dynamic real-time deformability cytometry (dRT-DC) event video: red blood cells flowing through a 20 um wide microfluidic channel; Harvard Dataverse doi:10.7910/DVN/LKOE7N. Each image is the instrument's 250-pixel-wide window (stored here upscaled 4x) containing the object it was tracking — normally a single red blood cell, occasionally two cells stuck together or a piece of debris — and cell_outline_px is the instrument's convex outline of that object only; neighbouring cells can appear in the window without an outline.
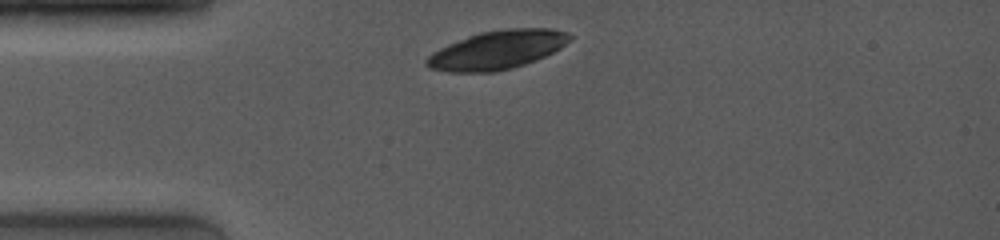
{"species": "common noctule bat (a hibernating species)", "species_latin": "Nyctalus noctula", "temperature_condition": "room temperature", "stored_images_in_passage": 1, "camera_frame_rate_fps": 4000, "um_per_image_px": 0.085, "animal": {"sex": "female", "body_mass_g": 19.0, "forearm_length_mm": 53.3}, "frame": {"image": 1, "passage_image": 1, "time_ms": 0.0, "image_size_px": [1000, 240], "cell_outline_px": [[572, 40], [560, 48], [536, 60], [512, 68], [496, 72], [448, 72], [428, 68], [424, 64], [424, 60], [432, 52], [448, 44], [468, 36], [480, 32], [504, 28], [552, 28], [568, 32], [572, 36]], "centroid_in_image_um": [42.26, 4.24], "position_along_channel_um": 42.7, "area_um2": 32.48}}